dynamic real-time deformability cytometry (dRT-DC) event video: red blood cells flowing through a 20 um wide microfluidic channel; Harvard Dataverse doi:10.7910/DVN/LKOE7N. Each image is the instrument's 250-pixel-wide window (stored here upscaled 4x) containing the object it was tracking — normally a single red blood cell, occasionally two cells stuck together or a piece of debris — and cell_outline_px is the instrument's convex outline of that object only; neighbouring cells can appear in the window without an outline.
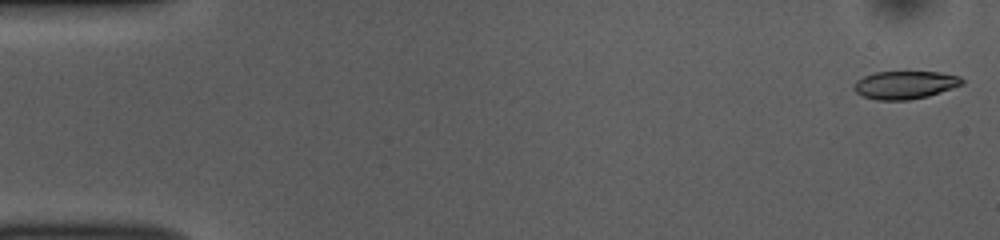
{"species": "common noctule bat (a hibernating species)", "species_latin": "Nyctalus noctula", "temperature_condition": "room temperature", "stored_images_in_passage": 51, "camera_frame_rate_fps": 3000, "um_per_image_px": 0.085, "animal": {"sex": "female", "body_mass_g": 10.0, "forearm_length_mm": 53.1}, "frame": {"image": 1, "passage_image": 1, "time_ms": 0.0, "image_size_px": [1000, 240], "cell_outline_px": [[964, 84], [928, 96], [908, 100], [876, 100], [864, 96], [856, 92], [852, 88], [852, 84], [856, 80], [864, 76], [876, 72], [940, 72], [960, 76], [964, 80]], "centroid_in_image_um": [76.91, 7.21], "position_along_channel_um": 8.1, "area_um2": 17.69}}
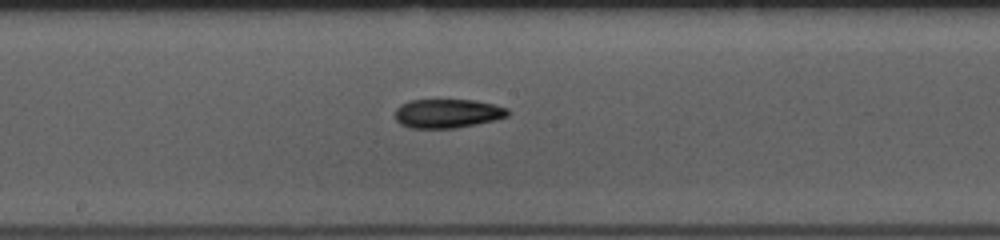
{"frame": {"image": 2, "passage_image": 27, "time_ms": 8.667, "image_size_px": [1000, 240], "cell_outline_px": [[508, 116], [496, 120], [456, 128], [408, 128], [400, 124], [396, 120], [396, 108], [400, 104], [408, 100], [476, 100], [508, 108]], "centroid_in_image_um": [38.02, 9.64], "position_along_channel_um": 210.2, "area_um2": 19.13}}
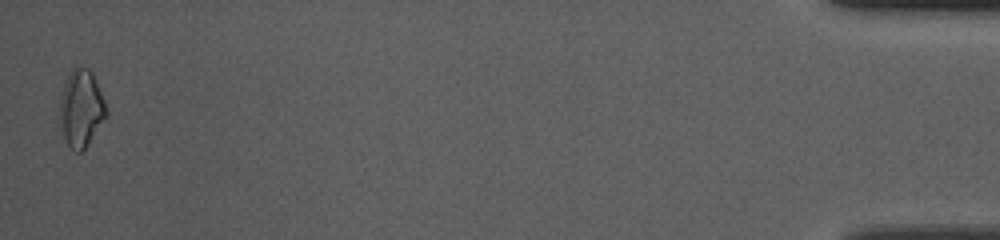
{"frame": {"image": 3, "passage_image": 51, "time_ms": 16.667, "image_size_px": [1000, 240], "cell_outline_px": [[108, 116], [88, 144], [80, 152], [76, 152], [68, 148], [64, 136], [60, 116], [60, 96], [64, 84], [72, 68], [76, 64], [88, 68], [92, 72], [104, 100], [108, 112]], "centroid_in_image_um": [6.91, 9.2], "position_along_channel_um": 428.3, "area_um2": 20.98}}